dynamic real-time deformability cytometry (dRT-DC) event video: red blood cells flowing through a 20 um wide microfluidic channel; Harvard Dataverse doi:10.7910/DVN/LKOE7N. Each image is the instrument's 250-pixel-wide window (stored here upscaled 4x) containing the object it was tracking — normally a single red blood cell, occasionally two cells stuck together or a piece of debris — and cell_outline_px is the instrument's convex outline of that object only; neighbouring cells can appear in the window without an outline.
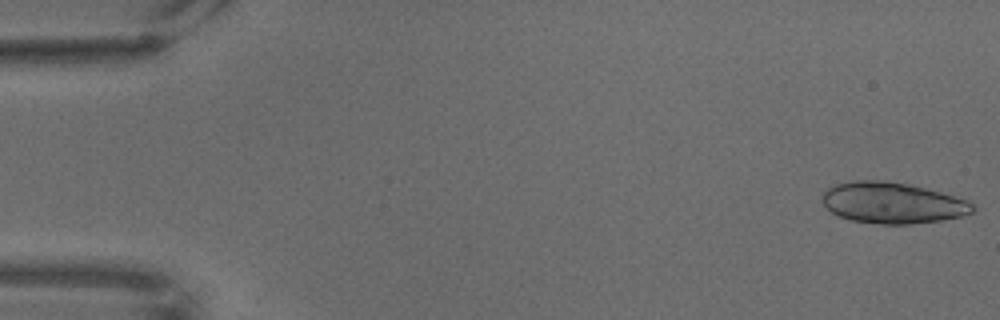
{"species": "common noctule bat (a hibernating species)", "species_latin": "Nyctalus noctula", "temperature_condition": "warm", "stored_images_in_passage": 67, "camera_frame_rate_fps": 3000, "um_per_image_px": 0.085, "animal": {"sex": "male", "body_mass_g": 18.8}, "frame": {"image": 1, "passage_image": 1, "time_ms": 0.0, "image_size_px": [1000, 320], "cell_outline_px": [[976, 208], [972, 212], [960, 216], [940, 220], [908, 224], [880, 224], [852, 220], [836, 216], [824, 204], [824, 192], [828, 188], [836, 184], [856, 180], [888, 180], [908, 184], [940, 192], [968, 200]], "centroid_in_image_um": [75.86, 17.24], "position_along_channel_um": 9.1, "area_um2": 35.72}}
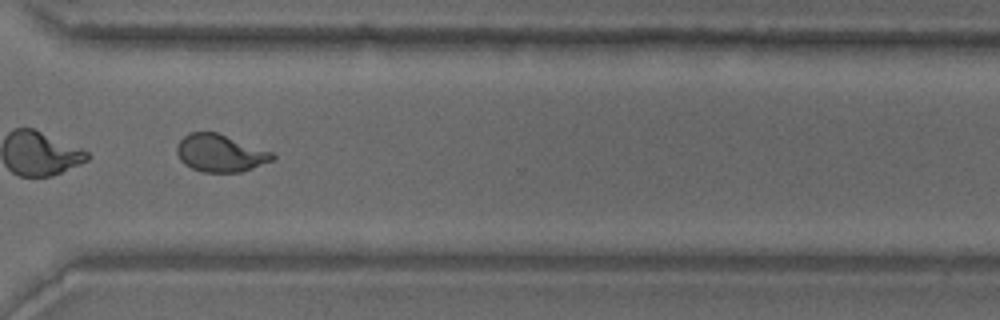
{"frame": {"image": 2, "passage_image": 51, "time_ms": 16.667, "image_size_px": [1000, 320], "cell_outline_px": [[276, 156], [272, 160], [252, 168], [240, 172], [200, 172], [184, 164], [180, 160], [176, 152], [176, 144], [188, 132], [216, 132], [272, 152]], "centroid_in_image_um": [18.67, 13.02], "position_along_channel_um": 351.9, "area_um2": 20.75}}